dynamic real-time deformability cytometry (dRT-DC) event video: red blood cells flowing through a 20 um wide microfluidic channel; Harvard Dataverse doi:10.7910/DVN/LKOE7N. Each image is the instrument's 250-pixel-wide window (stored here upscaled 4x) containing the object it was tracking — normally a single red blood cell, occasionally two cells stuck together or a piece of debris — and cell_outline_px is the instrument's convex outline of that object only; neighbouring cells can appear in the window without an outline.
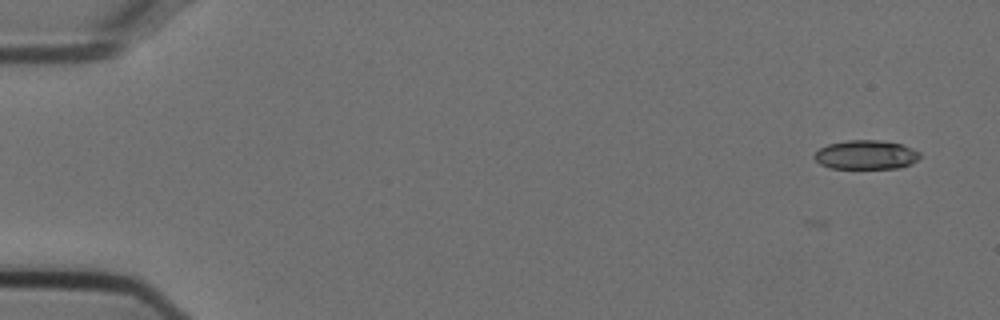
{"species": "Egyptian fruit bat (a non-hibernating species)", "species_latin": "Rousettus aegyptiacus", "temperature_condition": "cold", "stored_images_in_passage": 3, "camera_frame_rate_fps": 3000, "um_per_image_px": 0.085, "animal": {"sex": "female"}, "frame": {"image": 1, "passage_image": 1, "time_ms": 0.0, "image_size_px": [1000, 320], "cell_outline_px": [[920, 156], [912, 164], [900, 168], [832, 168], [820, 164], [812, 156], [820, 148], [828, 144], [848, 140], [880, 140], [900, 144], [912, 148], [920, 152]], "centroid_in_image_um": [73.61, 13.16], "position_along_channel_um": 11.4, "area_um2": 17.86}}